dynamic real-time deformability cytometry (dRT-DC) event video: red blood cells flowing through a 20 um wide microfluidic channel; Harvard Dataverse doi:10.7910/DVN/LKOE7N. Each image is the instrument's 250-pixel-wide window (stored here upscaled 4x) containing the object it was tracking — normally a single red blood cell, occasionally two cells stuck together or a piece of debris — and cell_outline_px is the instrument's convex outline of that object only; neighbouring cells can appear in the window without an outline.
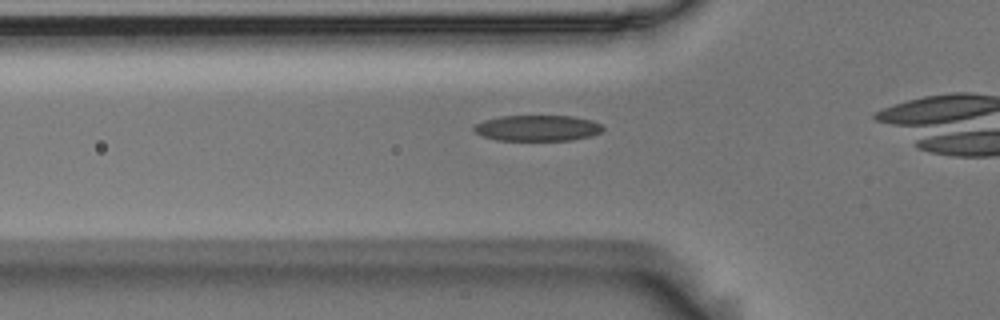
{"species": "Egyptian fruit bat (a non-hibernating species)", "species_latin": "Rousettus aegyptiacus", "temperature_condition": "room temperature", "stored_images_in_passage": 12, "camera_frame_rate_fps": 3000, "um_per_image_px": 0.085, "animal": {"sex": "male"}, "frame": {"image": 1, "passage_image": 3, "time_ms": 0.667, "image_size_px": [1000, 320], "cell_outline_px": [[604, 128], [600, 132], [588, 136], [572, 140], [496, 140], [484, 136], [476, 132], [472, 128], [476, 124], [484, 120], [500, 116], [572, 116], [592, 120], [600, 124]], "centroid_in_image_um": [45.67, 10.88], "position_along_channel_um": 80.1, "area_um2": 19.25}}
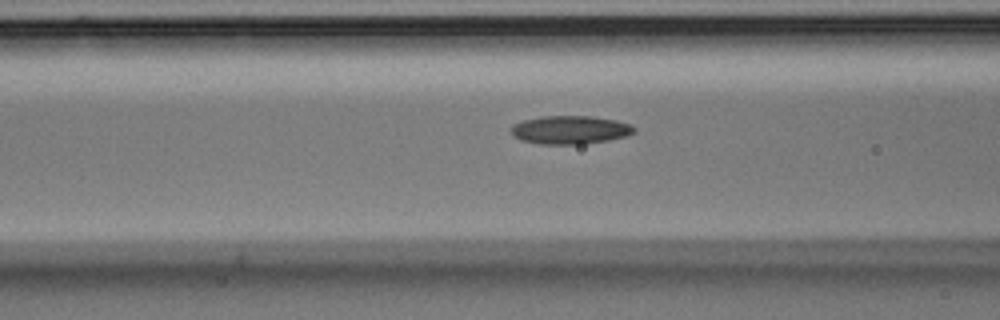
{"frame": {"image": 2, "passage_image": 6, "time_ms": 1.667, "image_size_px": [1000, 320], "cell_outline_px": [[636, 132], [628, 136], [608, 140], [584, 144], [540, 144], [520, 140], [512, 136], [508, 128], [512, 124], [524, 120], [540, 116], [592, 116], [616, 120], [632, 124], [636, 128]], "centroid_in_image_um": [48.45, 11.04], "position_along_channel_um": 118.2, "area_um2": 20.75}}
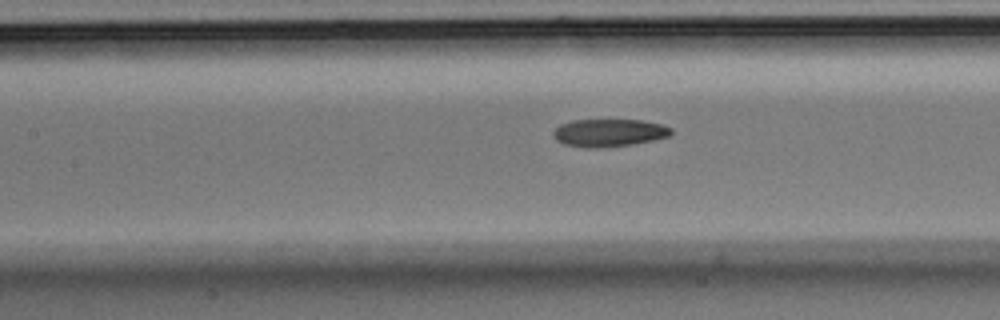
{"frame": {"image": 3, "passage_image": 9, "time_ms": 2.667, "image_size_px": [1000, 320], "cell_outline_px": [[672, 132], [668, 136], [652, 140], [632, 144], [600, 148], [584, 148], [564, 144], [556, 140], [552, 132], [560, 124], [572, 120], [640, 120], [660, 124], [672, 128]], "centroid_in_image_um": [51.72, 11.29], "position_along_channel_um": 155.7, "area_um2": 18.96}}